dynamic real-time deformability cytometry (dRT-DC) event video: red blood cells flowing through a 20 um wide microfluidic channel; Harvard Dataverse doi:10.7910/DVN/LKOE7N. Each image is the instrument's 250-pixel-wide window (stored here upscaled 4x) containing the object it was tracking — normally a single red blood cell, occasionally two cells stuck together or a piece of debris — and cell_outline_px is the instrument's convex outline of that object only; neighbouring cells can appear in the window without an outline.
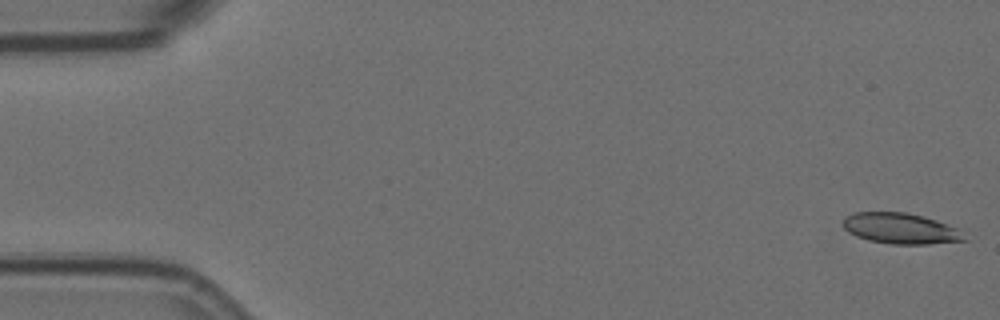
{"species": "Egyptian fruit bat (a non-hibernating species)", "species_latin": "Rousettus aegyptiacus", "temperature_condition": "room temperature", "stored_images_in_passage": 6, "camera_frame_rate_fps": 3000, "um_per_image_px": 0.085, "animal": {"sex": "female"}, "frame": {"image": 1, "passage_image": 1, "time_ms": 0.0, "image_size_px": [1000, 320], "cell_outline_px": [[968, 240], [928, 244], [892, 244], [868, 240], [856, 236], [848, 232], [844, 228], [844, 216], [852, 212], [908, 212], [924, 216], [936, 220], [956, 228]], "centroid_in_image_um": [76.51, 19.41], "position_along_channel_um": 8.5, "area_um2": 21.73}}
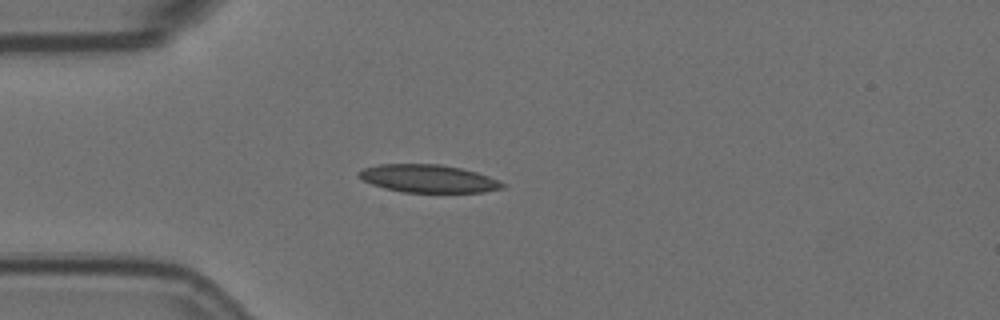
{"frame": {"image": 2, "passage_image": 5, "time_ms": 1.333, "image_size_px": [1000, 320], "cell_outline_px": [[508, 184], [504, 188], [484, 192], [404, 192], [384, 188], [372, 184], [364, 180], [356, 172], [364, 168], [380, 164], [440, 164], [460, 168], [476, 172], [500, 180]], "centroid_in_image_um": [36.45, 15.18], "position_along_channel_um": 48.5, "area_um2": 23.29}}